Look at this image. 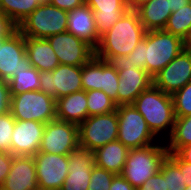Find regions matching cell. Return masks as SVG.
I'll list each match as a JSON object with an SVG mask.
<instances>
[{
  "label": "cell",
  "instance_id": "cell-37",
  "mask_svg": "<svg viewBox=\"0 0 191 190\" xmlns=\"http://www.w3.org/2000/svg\"><path fill=\"white\" fill-rule=\"evenodd\" d=\"M18 26L4 14H0V41L11 36Z\"/></svg>",
  "mask_w": 191,
  "mask_h": 190
},
{
  "label": "cell",
  "instance_id": "cell-11",
  "mask_svg": "<svg viewBox=\"0 0 191 190\" xmlns=\"http://www.w3.org/2000/svg\"><path fill=\"white\" fill-rule=\"evenodd\" d=\"M79 148L78 125L59 119L45 124L39 152L68 155Z\"/></svg>",
  "mask_w": 191,
  "mask_h": 190
},
{
  "label": "cell",
  "instance_id": "cell-18",
  "mask_svg": "<svg viewBox=\"0 0 191 190\" xmlns=\"http://www.w3.org/2000/svg\"><path fill=\"white\" fill-rule=\"evenodd\" d=\"M119 73L117 106L133 104L135 99L153 85V78L146 70L123 66Z\"/></svg>",
  "mask_w": 191,
  "mask_h": 190
},
{
  "label": "cell",
  "instance_id": "cell-3",
  "mask_svg": "<svg viewBox=\"0 0 191 190\" xmlns=\"http://www.w3.org/2000/svg\"><path fill=\"white\" fill-rule=\"evenodd\" d=\"M133 106L142 114L151 132L158 137L161 133H172L175 114L172 96L152 85L143 91L134 101ZM164 131V132H163Z\"/></svg>",
  "mask_w": 191,
  "mask_h": 190
},
{
  "label": "cell",
  "instance_id": "cell-46",
  "mask_svg": "<svg viewBox=\"0 0 191 190\" xmlns=\"http://www.w3.org/2000/svg\"><path fill=\"white\" fill-rule=\"evenodd\" d=\"M38 3L40 5H43V4L49 3V0H38Z\"/></svg>",
  "mask_w": 191,
  "mask_h": 190
},
{
  "label": "cell",
  "instance_id": "cell-40",
  "mask_svg": "<svg viewBox=\"0 0 191 190\" xmlns=\"http://www.w3.org/2000/svg\"><path fill=\"white\" fill-rule=\"evenodd\" d=\"M169 155L180 165L186 186L191 185V164L182 161L175 153H169Z\"/></svg>",
  "mask_w": 191,
  "mask_h": 190
},
{
  "label": "cell",
  "instance_id": "cell-29",
  "mask_svg": "<svg viewBox=\"0 0 191 190\" xmlns=\"http://www.w3.org/2000/svg\"><path fill=\"white\" fill-rule=\"evenodd\" d=\"M40 72L31 66L26 71L16 73L8 82L10 86L11 96L24 93L27 91L40 90L39 81Z\"/></svg>",
  "mask_w": 191,
  "mask_h": 190
},
{
  "label": "cell",
  "instance_id": "cell-20",
  "mask_svg": "<svg viewBox=\"0 0 191 190\" xmlns=\"http://www.w3.org/2000/svg\"><path fill=\"white\" fill-rule=\"evenodd\" d=\"M67 32L87 42L94 49L98 46L100 36L92 9L83 4L67 11Z\"/></svg>",
  "mask_w": 191,
  "mask_h": 190
},
{
  "label": "cell",
  "instance_id": "cell-43",
  "mask_svg": "<svg viewBox=\"0 0 191 190\" xmlns=\"http://www.w3.org/2000/svg\"><path fill=\"white\" fill-rule=\"evenodd\" d=\"M189 3H191V0H168L169 8L172 12L179 10Z\"/></svg>",
  "mask_w": 191,
  "mask_h": 190
},
{
  "label": "cell",
  "instance_id": "cell-14",
  "mask_svg": "<svg viewBox=\"0 0 191 190\" xmlns=\"http://www.w3.org/2000/svg\"><path fill=\"white\" fill-rule=\"evenodd\" d=\"M47 40L60 64L83 66L95 55L91 45L67 31L54 34Z\"/></svg>",
  "mask_w": 191,
  "mask_h": 190
},
{
  "label": "cell",
  "instance_id": "cell-47",
  "mask_svg": "<svg viewBox=\"0 0 191 190\" xmlns=\"http://www.w3.org/2000/svg\"><path fill=\"white\" fill-rule=\"evenodd\" d=\"M185 190H191V185L186 186Z\"/></svg>",
  "mask_w": 191,
  "mask_h": 190
},
{
  "label": "cell",
  "instance_id": "cell-6",
  "mask_svg": "<svg viewBox=\"0 0 191 190\" xmlns=\"http://www.w3.org/2000/svg\"><path fill=\"white\" fill-rule=\"evenodd\" d=\"M10 113L16 120L44 124L57 119L56 100L42 91H27L11 97Z\"/></svg>",
  "mask_w": 191,
  "mask_h": 190
},
{
  "label": "cell",
  "instance_id": "cell-30",
  "mask_svg": "<svg viewBox=\"0 0 191 190\" xmlns=\"http://www.w3.org/2000/svg\"><path fill=\"white\" fill-rule=\"evenodd\" d=\"M88 117L116 111L115 102L102 90L86 91Z\"/></svg>",
  "mask_w": 191,
  "mask_h": 190
},
{
  "label": "cell",
  "instance_id": "cell-2",
  "mask_svg": "<svg viewBox=\"0 0 191 190\" xmlns=\"http://www.w3.org/2000/svg\"><path fill=\"white\" fill-rule=\"evenodd\" d=\"M146 30L135 10H128L106 33L100 36L95 55L103 60L128 55L144 37Z\"/></svg>",
  "mask_w": 191,
  "mask_h": 190
},
{
  "label": "cell",
  "instance_id": "cell-15",
  "mask_svg": "<svg viewBox=\"0 0 191 190\" xmlns=\"http://www.w3.org/2000/svg\"><path fill=\"white\" fill-rule=\"evenodd\" d=\"M191 81V51L184 48L165 68L153 77V85L174 94Z\"/></svg>",
  "mask_w": 191,
  "mask_h": 190
},
{
  "label": "cell",
  "instance_id": "cell-28",
  "mask_svg": "<svg viewBox=\"0 0 191 190\" xmlns=\"http://www.w3.org/2000/svg\"><path fill=\"white\" fill-rule=\"evenodd\" d=\"M166 148L168 153H176L181 147L191 145V115L175 117L173 130Z\"/></svg>",
  "mask_w": 191,
  "mask_h": 190
},
{
  "label": "cell",
  "instance_id": "cell-32",
  "mask_svg": "<svg viewBox=\"0 0 191 190\" xmlns=\"http://www.w3.org/2000/svg\"><path fill=\"white\" fill-rule=\"evenodd\" d=\"M175 117L191 115V81L171 95Z\"/></svg>",
  "mask_w": 191,
  "mask_h": 190
},
{
  "label": "cell",
  "instance_id": "cell-7",
  "mask_svg": "<svg viewBox=\"0 0 191 190\" xmlns=\"http://www.w3.org/2000/svg\"><path fill=\"white\" fill-rule=\"evenodd\" d=\"M116 112L118 116L117 140L124 146L128 149H135L154 144L152 141L156 136L133 104L119 105Z\"/></svg>",
  "mask_w": 191,
  "mask_h": 190
},
{
  "label": "cell",
  "instance_id": "cell-42",
  "mask_svg": "<svg viewBox=\"0 0 191 190\" xmlns=\"http://www.w3.org/2000/svg\"><path fill=\"white\" fill-rule=\"evenodd\" d=\"M182 161L191 164V145L181 147L175 153Z\"/></svg>",
  "mask_w": 191,
  "mask_h": 190
},
{
  "label": "cell",
  "instance_id": "cell-13",
  "mask_svg": "<svg viewBox=\"0 0 191 190\" xmlns=\"http://www.w3.org/2000/svg\"><path fill=\"white\" fill-rule=\"evenodd\" d=\"M33 157L39 190H60L68 175V155L37 152Z\"/></svg>",
  "mask_w": 191,
  "mask_h": 190
},
{
  "label": "cell",
  "instance_id": "cell-45",
  "mask_svg": "<svg viewBox=\"0 0 191 190\" xmlns=\"http://www.w3.org/2000/svg\"><path fill=\"white\" fill-rule=\"evenodd\" d=\"M186 47L191 51V37H190V39L186 42Z\"/></svg>",
  "mask_w": 191,
  "mask_h": 190
},
{
  "label": "cell",
  "instance_id": "cell-22",
  "mask_svg": "<svg viewBox=\"0 0 191 190\" xmlns=\"http://www.w3.org/2000/svg\"><path fill=\"white\" fill-rule=\"evenodd\" d=\"M25 45L31 66L39 72L53 71L60 64L47 39L25 37Z\"/></svg>",
  "mask_w": 191,
  "mask_h": 190
},
{
  "label": "cell",
  "instance_id": "cell-10",
  "mask_svg": "<svg viewBox=\"0 0 191 190\" xmlns=\"http://www.w3.org/2000/svg\"><path fill=\"white\" fill-rule=\"evenodd\" d=\"M81 82L84 91L102 90L117 105L119 73L107 61L94 55L82 66Z\"/></svg>",
  "mask_w": 191,
  "mask_h": 190
},
{
  "label": "cell",
  "instance_id": "cell-44",
  "mask_svg": "<svg viewBox=\"0 0 191 190\" xmlns=\"http://www.w3.org/2000/svg\"><path fill=\"white\" fill-rule=\"evenodd\" d=\"M129 10H136L138 7L147 3L150 0H125Z\"/></svg>",
  "mask_w": 191,
  "mask_h": 190
},
{
  "label": "cell",
  "instance_id": "cell-4",
  "mask_svg": "<svg viewBox=\"0 0 191 190\" xmlns=\"http://www.w3.org/2000/svg\"><path fill=\"white\" fill-rule=\"evenodd\" d=\"M166 144L129 149L122 176L135 188L156 174L168 155Z\"/></svg>",
  "mask_w": 191,
  "mask_h": 190
},
{
  "label": "cell",
  "instance_id": "cell-21",
  "mask_svg": "<svg viewBox=\"0 0 191 190\" xmlns=\"http://www.w3.org/2000/svg\"><path fill=\"white\" fill-rule=\"evenodd\" d=\"M94 14L99 36L106 33L129 10L125 0H85Z\"/></svg>",
  "mask_w": 191,
  "mask_h": 190
},
{
  "label": "cell",
  "instance_id": "cell-36",
  "mask_svg": "<svg viewBox=\"0 0 191 190\" xmlns=\"http://www.w3.org/2000/svg\"><path fill=\"white\" fill-rule=\"evenodd\" d=\"M11 97L9 82L0 80V115L10 112Z\"/></svg>",
  "mask_w": 191,
  "mask_h": 190
},
{
  "label": "cell",
  "instance_id": "cell-9",
  "mask_svg": "<svg viewBox=\"0 0 191 190\" xmlns=\"http://www.w3.org/2000/svg\"><path fill=\"white\" fill-rule=\"evenodd\" d=\"M82 66L59 64L53 71L40 72V91L57 100L81 91Z\"/></svg>",
  "mask_w": 191,
  "mask_h": 190
},
{
  "label": "cell",
  "instance_id": "cell-31",
  "mask_svg": "<svg viewBox=\"0 0 191 190\" xmlns=\"http://www.w3.org/2000/svg\"><path fill=\"white\" fill-rule=\"evenodd\" d=\"M159 171L166 179V190H185L186 184L180 165L169 154L161 163Z\"/></svg>",
  "mask_w": 191,
  "mask_h": 190
},
{
  "label": "cell",
  "instance_id": "cell-25",
  "mask_svg": "<svg viewBox=\"0 0 191 190\" xmlns=\"http://www.w3.org/2000/svg\"><path fill=\"white\" fill-rule=\"evenodd\" d=\"M135 11L146 31L164 29L172 14L168 0H150Z\"/></svg>",
  "mask_w": 191,
  "mask_h": 190
},
{
  "label": "cell",
  "instance_id": "cell-26",
  "mask_svg": "<svg viewBox=\"0 0 191 190\" xmlns=\"http://www.w3.org/2000/svg\"><path fill=\"white\" fill-rule=\"evenodd\" d=\"M164 30L187 42L191 37V3L172 12Z\"/></svg>",
  "mask_w": 191,
  "mask_h": 190
},
{
  "label": "cell",
  "instance_id": "cell-1",
  "mask_svg": "<svg viewBox=\"0 0 191 190\" xmlns=\"http://www.w3.org/2000/svg\"><path fill=\"white\" fill-rule=\"evenodd\" d=\"M184 48L186 42L164 29L146 31L139 44L126 56H110L106 61L117 71L123 66L146 70L153 78Z\"/></svg>",
  "mask_w": 191,
  "mask_h": 190
},
{
  "label": "cell",
  "instance_id": "cell-33",
  "mask_svg": "<svg viewBox=\"0 0 191 190\" xmlns=\"http://www.w3.org/2000/svg\"><path fill=\"white\" fill-rule=\"evenodd\" d=\"M16 119L12 114L0 115V150L11 153V139Z\"/></svg>",
  "mask_w": 191,
  "mask_h": 190
},
{
  "label": "cell",
  "instance_id": "cell-16",
  "mask_svg": "<svg viewBox=\"0 0 191 190\" xmlns=\"http://www.w3.org/2000/svg\"><path fill=\"white\" fill-rule=\"evenodd\" d=\"M45 124L37 121L16 120L11 139L13 156H34L39 152Z\"/></svg>",
  "mask_w": 191,
  "mask_h": 190
},
{
  "label": "cell",
  "instance_id": "cell-35",
  "mask_svg": "<svg viewBox=\"0 0 191 190\" xmlns=\"http://www.w3.org/2000/svg\"><path fill=\"white\" fill-rule=\"evenodd\" d=\"M136 190H166V179L162 173L158 171Z\"/></svg>",
  "mask_w": 191,
  "mask_h": 190
},
{
  "label": "cell",
  "instance_id": "cell-34",
  "mask_svg": "<svg viewBox=\"0 0 191 190\" xmlns=\"http://www.w3.org/2000/svg\"><path fill=\"white\" fill-rule=\"evenodd\" d=\"M115 175L95 165L91 171L88 190H109Z\"/></svg>",
  "mask_w": 191,
  "mask_h": 190
},
{
  "label": "cell",
  "instance_id": "cell-12",
  "mask_svg": "<svg viewBox=\"0 0 191 190\" xmlns=\"http://www.w3.org/2000/svg\"><path fill=\"white\" fill-rule=\"evenodd\" d=\"M30 67L25 37L17 29L11 36L0 41V80L9 81L16 73Z\"/></svg>",
  "mask_w": 191,
  "mask_h": 190
},
{
  "label": "cell",
  "instance_id": "cell-23",
  "mask_svg": "<svg viewBox=\"0 0 191 190\" xmlns=\"http://www.w3.org/2000/svg\"><path fill=\"white\" fill-rule=\"evenodd\" d=\"M57 119L81 124L88 117L86 91L71 93L56 100Z\"/></svg>",
  "mask_w": 191,
  "mask_h": 190
},
{
  "label": "cell",
  "instance_id": "cell-5",
  "mask_svg": "<svg viewBox=\"0 0 191 190\" xmlns=\"http://www.w3.org/2000/svg\"><path fill=\"white\" fill-rule=\"evenodd\" d=\"M67 11L50 3L39 5L18 26L24 37L47 39L67 31Z\"/></svg>",
  "mask_w": 191,
  "mask_h": 190
},
{
  "label": "cell",
  "instance_id": "cell-8",
  "mask_svg": "<svg viewBox=\"0 0 191 190\" xmlns=\"http://www.w3.org/2000/svg\"><path fill=\"white\" fill-rule=\"evenodd\" d=\"M79 147L94 152L109 142L117 140V112L87 117L78 125Z\"/></svg>",
  "mask_w": 191,
  "mask_h": 190
},
{
  "label": "cell",
  "instance_id": "cell-41",
  "mask_svg": "<svg viewBox=\"0 0 191 190\" xmlns=\"http://www.w3.org/2000/svg\"><path fill=\"white\" fill-rule=\"evenodd\" d=\"M109 190H136L121 174H116Z\"/></svg>",
  "mask_w": 191,
  "mask_h": 190
},
{
  "label": "cell",
  "instance_id": "cell-24",
  "mask_svg": "<svg viewBox=\"0 0 191 190\" xmlns=\"http://www.w3.org/2000/svg\"><path fill=\"white\" fill-rule=\"evenodd\" d=\"M128 151L119 140L109 142L93 152L95 165L114 174H122Z\"/></svg>",
  "mask_w": 191,
  "mask_h": 190
},
{
  "label": "cell",
  "instance_id": "cell-38",
  "mask_svg": "<svg viewBox=\"0 0 191 190\" xmlns=\"http://www.w3.org/2000/svg\"><path fill=\"white\" fill-rule=\"evenodd\" d=\"M13 155L0 150V186L9 174Z\"/></svg>",
  "mask_w": 191,
  "mask_h": 190
},
{
  "label": "cell",
  "instance_id": "cell-39",
  "mask_svg": "<svg viewBox=\"0 0 191 190\" xmlns=\"http://www.w3.org/2000/svg\"><path fill=\"white\" fill-rule=\"evenodd\" d=\"M49 3L57 8L69 11L85 4V0H49Z\"/></svg>",
  "mask_w": 191,
  "mask_h": 190
},
{
  "label": "cell",
  "instance_id": "cell-17",
  "mask_svg": "<svg viewBox=\"0 0 191 190\" xmlns=\"http://www.w3.org/2000/svg\"><path fill=\"white\" fill-rule=\"evenodd\" d=\"M68 165V175L60 190H88L95 166L94 153L79 147L68 154Z\"/></svg>",
  "mask_w": 191,
  "mask_h": 190
},
{
  "label": "cell",
  "instance_id": "cell-27",
  "mask_svg": "<svg viewBox=\"0 0 191 190\" xmlns=\"http://www.w3.org/2000/svg\"><path fill=\"white\" fill-rule=\"evenodd\" d=\"M39 5L38 0H0L2 14L10 18L17 26Z\"/></svg>",
  "mask_w": 191,
  "mask_h": 190
},
{
  "label": "cell",
  "instance_id": "cell-19",
  "mask_svg": "<svg viewBox=\"0 0 191 190\" xmlns=\"http://www.w3.org/2000/svg\"><path fill=\"white\" fill-rule=\"evenodd\" d=\"M2 190H39L33 156H13Z\"/></svg>",
  "mask_w": 191,
  "mask_h": 190
}]
</instances>
